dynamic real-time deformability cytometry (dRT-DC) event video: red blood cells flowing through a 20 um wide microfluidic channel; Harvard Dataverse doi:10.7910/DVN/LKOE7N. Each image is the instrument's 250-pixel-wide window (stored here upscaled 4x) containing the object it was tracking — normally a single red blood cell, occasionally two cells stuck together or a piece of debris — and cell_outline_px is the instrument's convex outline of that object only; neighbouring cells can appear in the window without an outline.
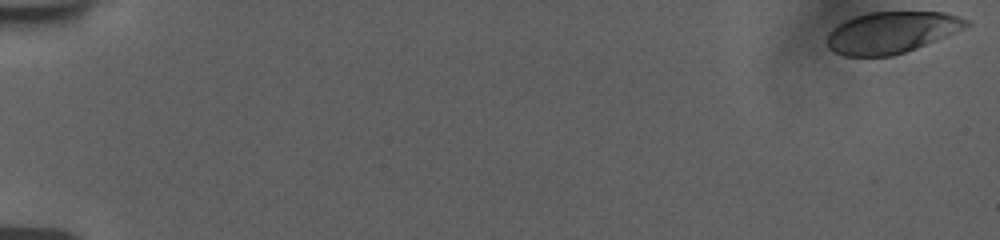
{"species": "human", "species_latin": "Homo sapiens", "temperature_condition": "room temperature", "stored_images_in_passage": 56, "camera_frame_rate_fps": 3000, "um_per_image_px": 0.085, "donor": {"sex": "female"}, "frame": {"image": 1, "passage_image": 1, "time_ms": 0.0, "image_size_px": [1000, 240], "cell_outline_px": [[972, 24], [964, 28], [916, 48], [892, 56], [844, 56], [828, 48], [828, 32], [832, 28], [844, 20], [868, 12], [944, 12], [960, 16], [968, 20]], "centroid_in_image_um": [75.76, 2.75], "position_along_channel_um": 9.2, "area_um2": 33.52}}
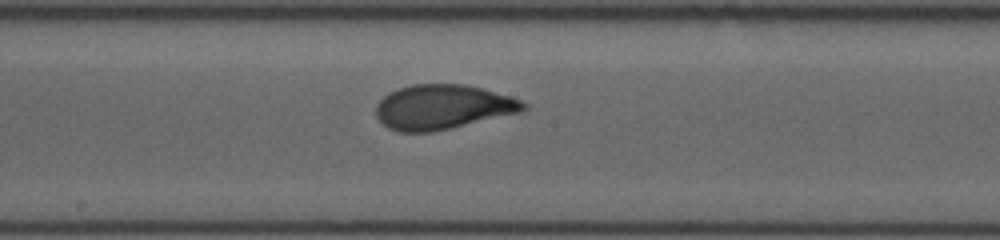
{"frame": {"image": 2, "passage_image": 32, "time_ms": 10.333, "image_size_px": [1000, 240], "cell_outline_px": [[528, 108], [520, 112], [432, 132], [400, 132], [388, 128], [376, 116], [376, 104], [388, 92], [412, 84], [464, 84], [512, 96], [528, 104]], "centroid_in_image_um": [37.62, 9.09], "position_along_channel_um": 210.6, "area_um2": 38.21}}
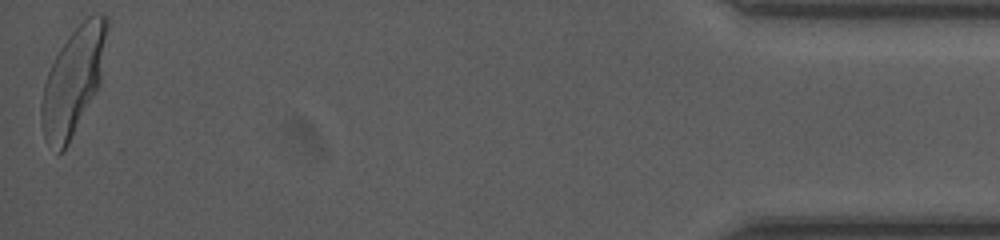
{"frame": {"image": 3, "passage_image": 56, "time_ms": 18.333, "image_size_px": [1000, 240], "cell_outline_px": [[108, 28], [100, 84], [96, 92], [64, 152], [60, 152], [44, 136], [40, 116], [40, 104], [44, 84], [48, 72], [60, 48], [72, 32], [88, 16], [96, 12], [100, 12], [108, 20]], "centroid_in_image_um": [6.24, 6.84], "position_along_channel_um": 429.0, "area_um2": 40.17}, "authors_computed_cell_mechanics": {"area_um2": 37.7434, "velocity_mm_per_s": 3.7377, "shape_relaxation_time_tau1_ms": 4.8401, "shape_relaxation_time_tau2_ms": null, "deformation_change_tau1": 0.2131, "deformation_change_tau2": null}}